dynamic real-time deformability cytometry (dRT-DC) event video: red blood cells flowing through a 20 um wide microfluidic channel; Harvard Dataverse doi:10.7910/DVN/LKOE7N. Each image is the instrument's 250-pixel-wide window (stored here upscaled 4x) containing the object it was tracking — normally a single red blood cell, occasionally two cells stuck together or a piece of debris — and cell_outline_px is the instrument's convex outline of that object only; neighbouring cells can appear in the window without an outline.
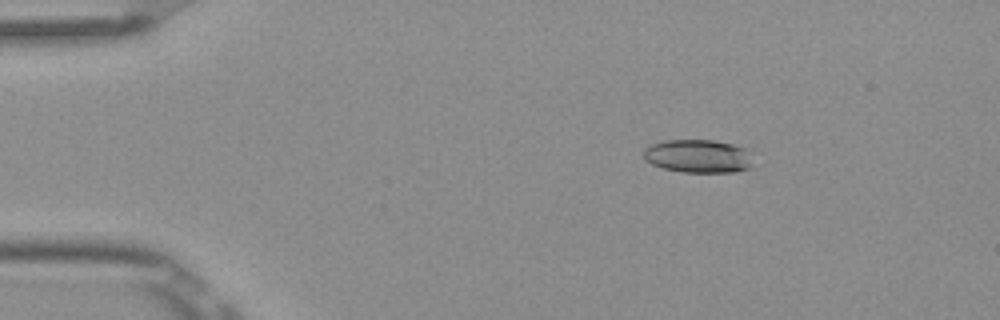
{"species": "Egyptian fruit bat (a non-hibernating species)", "species_latin": "Rousettus aegyptiacus", "temperature_condition": "room temperature", "stored_images_in_passage": 5, "camera_frame_rate_fps": 3000, "um_per_image_px": 0.085, "frame": {"image": 1, "passage_image": 3, "time_ms": 0.667, "image_size_px": [1000, 320], "cell_outline_px": [[748, 168], [736, 172], [680, 172], [664, 168], [652, 164], [644, 160], [644, 148], [652, 144], [664, 140], [712, 140], [732, 144], [744, 148], [748, 164]], "centroid_in_image_um": [59.22, 13.27], "position_along_channel_um": 25.8, "area_um2": 20.75}}